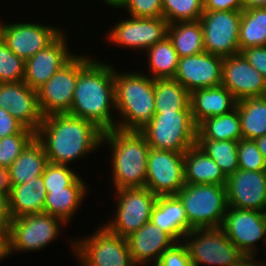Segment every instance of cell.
Returning <instances> with one entry per match:
<instances>
[{
	"label": "cell",
	"instance_id": "4316f807",
	"mask_svg": "<svg viewBox=\"0 0 266 266\" xmlns=\"http://www.w3.org/2000/svg\"><path fill=\"white\" fill-rule=\"evenodd\" d=\"M49 163L43 145L36 137L7 169L10 185H20L41 176Z\"/></svg>",
	"mask_w": 266,
	"mask_h": 266
},
{
	"label": "cell",
	"instance_id": "f546056e",
	"mask_svg": "<svg viewBox=\"0 0 266 266\" xmlns=\"http://www.w3.org/2000/svg\"><path fill=\"white\" fill-rule=\"evenodd\" d=\"M241 138L242 132L237 105L230 112L207 118L197 126V139L239 141Z\"/></svg>",
	"mask_w": 266,
	"mask_h": 266
},
{
	"label": "cell",
	"instance_id": "9c48e42d",
	"mask_svg": "<svg viewBox=\"0 0 266 266\" xmlns=\"http://www.w3.org/2000/svg\"><path fill=\"white\" fill-rule=\"evenodd\" d=\"M182 242L187 247L192 266H236L246 257L221 227L193 229Z\"/></svg>",
	"mask_w": 266,
	"mask_h": 266
},
{
	"label": "cell",
	"instance_id": "f35d334b",
	"mask_svg": "<svg viewBox=\"0 0 266 266\" xmlns=\"http://www.w3.org/2000/svg\"><path fill=\"white\" fill-rule=\"evenodd\" d=\"M25 61L14 54L0 37V83L24 81Z\"/></svg>",
	"mask_w": 266,
	"mask_h": 266
},
{
	"label": "cell",
	"instance_id": "836d02e7",
	"mask_svg": "<svg viewBox=\"0 0 266 266\" xmlns=\"http://www.w3.org/2000/svg\"><path fill=\"white\" fill-rule=\"evenodd\" d=\"M266 46V8L242 10L239 30L240 51Z\"/></svg>",
	"mask_w": 266,
	"mask_h": 266
},
{
	"label": "cell",
	"instance_id": "8d00e7d4",
	"mask_svg": "<svg viewBox=\"0 0 266 266\" xmlns=\"http://www.w3.org/2000/svg\"><path fill=\"white\" fill-rule=\"evenodd\" d=\"M42 178L46 190H63L68 186H87L71 166L48 163Z\"/></svg>",
	"mask_w": 266,
	"mask_h": 266
},
{
	"label": "cell",
	"instance_id": "7dc6e473",
	"mask_svg": "<svg viewBox=\"0 0 266 266\" xmlns=\"http://www.w3.org/2000/svg\"><path fill=\"white\" fill-rule=\"evenodd\" d=\"M10 184L7 169L0 168V193L9 194Z\"/></svg>",
	"mask_w": 266,
	"mask_h": 266
},
{
	"label": "cell",
	"instance_id": "60d3db41",
	"mask_svg": "<svg viewBox=\"0 0 266 266\" xmlns=\"http://www.w3.org/2000/svg\"><path fill=\"white\" fill-rule=\"evenodd\" d=\"M118 9H125L133 17H162V0H124Z\"/></svg>",
	"mask_w": 266,
	"mask_h": 266
},
{
	"label": "cell",
	"instance_id": "11a10c76",
	"mask_svg": "<svg viewBox=\"0 0 266 266\" xmlns=\"http://www.w3.org/2000/svg\"><path fill=\"white\" fill-rule=\"evenodd\" d=\"M0 261L2 262V251H0Z\"/></svg>",
	"mask_w": 266,
	"mask_h": 266
},
{
	"label": "cell",
	"instance_id": "44dd1931",
	"mask_svg": "<svg viewBox=\"0 0 266 266\" xmlns=\"http://www.w3.org/2000/svg\"><path fill=\"white\" fill-rule=\"evenodd\" d=\"M0 107L8 109L14 118L34 132L42 123L37 90L30 88L24 81L0 83Z\"/></svg>",
	"mask_w": 266,
	"mask_h": 266
},
{
	"label": "cell",
	"instance_id": "2e32d148",
	"mask_svg": "<svg viewBox=\"0 0 266 266\" xmlns=\"http://www.w3.org/2000/svg\"><path fill=\"white\" fill-rule=\"evenodd\" d=\"M79 75V55H74L46 83L37 89L43 117L70 111Z\"/></svg>",
	"mask_w": 266,
	"mask_h": 266
},
{
	"label": "cell",
	"instance_id": "b9f144b4",
	"mask_svg": "<svg viewBox=\"0 0 266 266\" xmlns=\"http://www.w3.org/2000/svg\"><path fill=\"white\" fill-rule=\"evenodd\" d=\"M157 266H192L186 245L176 242L163 252Z\"/></svg>",
	"mask_w": 266,
	"mask_h": 266
},
{
	"label": "cell",
	"instance_id": "7c38bea8",
	"mask_svg": "<svg viewBox=\"0 0 266 266\" xmlns=\"http://www.w3.org/2000/svg\"><path fill=\"white\" fill-rule=\"evenodd\" d=\"M221 228L245 256L259 254V240L266 252V213L228 206Z\"/></svg>",
	"mask_w": 266,
	"mask_h": 266
},
{
	"label": "cell",
	"instance_id": "e575fe53",
	"mask_svg": "<svg viewBox=\"0 0 266 266\" xmlns=\"http://www.w3.org/2000/svg\"><path fill=\"white\" fill-rule=\"evenodd\" d=\"M237 144L238 141L230 140L197 139L196 141V145L219 165L226 177L239 169Z\"/></svg>",
	"mask_w": 266,
	"mask_h": 266
},
{
	"label": "cell",
	"instance_id": "f6af8a7d",
	"mask_svg": "<svg viewBox=\"0 0 266 266\" xmlns=\"http://www.w3.org/2000/svg\"><path fill=\"white\" fill-rule=\"evenodd\" d=\"M204 11H242V0H203Z\"/></svg>",
	"mask_w": 266,
	"mask_h": 266
},
{
	"label": "cell",
	"instance_id": "9a60e30c",
	"mask_svg": "<svg viewBox=\"0 0 266 266\" xmlns=\"http://www.w3.org/2000/svg\"><path fill=\"white\" fill-rule=\"evenodd\" d=\"M4 22L0 19V37L9 49L24 61L47 47L63 32L59 26L53 24Z\"/></svg>",
	"mask_w": 266,
	"mask_h": 266
},
{
	"label": "cell",
	"instance_id": "603a6c76",
	"mask_svg": "<svg viewBox=\"0 0 266 266\" xmlns=\"http://www.w3.org/2000/svg\"><path fill=\"white\" fill-rule=\"evenodd\" d=\"M150 221L177 242L193 230L189 225L186 210L177 195L158 196L152 209Z\"/></svg>",
	"mask_w": 266,
	"mask_h": 266
},
{
	"label": "cell",
	"instance_id": "8992f818",
	"mask_svg": "<svg viewBox=\"0 0 266 266\" xmlns=\"http://www.w3.org/2000/svg\"><path fill=\"white\" fill-rule=\"evenodd\" d=\"M140 132L150 148L178 153H185L197 141V125L191 111L155 113Z\"/></svg>",
	"mask_w": 266,
	"mask_h": 266
},
{
	"label": "cell",
	"instance_id": "ba28073f",
	"mask_svg": "<svg viewBox=\"0 0 266 266\" xmlns=\"http://www.w3.org/2000/svg\"><path fill=\"white\" fill-rule=\"evenodd\" d=\"M94 231L70 242L81 266H135L125 237L117 236L104 225Z\"/></svg>",
	"mask_w": 266,
	"mask_h": 266
},
{
	"label": "cell",
	"instance_id": "5b68a950",
	"mask_svg": "<svg viewBox=\"0 0 266 266\" xmlns=\"http://www.w3.org/2000/svg\"><path fill=\"white\" fill-rule=\"evenodd\" d=\"M63 225L66 223L62 219L47 213L11 219L7 236L2 240V260L13 253L41 251L59 237Z\"/></svg>",
	"mask_w": 266,
	"mask_h": 266
},
{
	"label": "cell",
	"instance_id": "8fae6325",
	"mask_svg": "<svg viewBox=\"0 0 266 266\" xmlns=\"http://www.w3.org/2000/svg\"><path fill=\"white\" fill-rule=\"evenodd\" d=\"M241 13L242 11H204L199 21L206 52L223 58L240 54Z\"/></svg>",
	"mask_w": 266,
	"mask_h": 266
},
{
	"label": "cell",
	"instance_id": "f907efd6",
	"mask_svg": "<svg viewBox=\"0 0 266 266\" xmlns=\"http://www.w3.org/2000/svg\"><path fill=\"white\" fill-rule=\"evenodd\" d=\"M255 143L259 148L266 162V134L260 138L255 139Z\"/></svg>",
	"mask_w": 266,
	"mask_h": 266
},
{
	"label": "cell",
	"instance_id": "e0dca14e",
	"mask_svg": "<svg viewBox=\"0 0 266 266\" xmlns=\"http://www.w3.org/2000/svg\"><path fill=\"white\" fill-rule=\"evenodd\" d=\"M223 57L206 51L178 59L174 80L189 93L197 89L220 86Z\"/></svg>",
	"mask_w": 266,
	"mask_h": 266
},
{
	"label": "cell",
	"instance_id": "cb8c5ba5",
	"mask_svg": "<svg viewBox=\"0 0 266 266\" xmlns=\"http://www.w3.org/2000/svg\"><path fill=\"white\" fill-rule=\"evenodd\" d=\"M237 100L223 85L197 89L190 93V108L195 124L205 119L230 112Z\"/></svg>",
	"mask_w": 266,
	"mask_h": 266
},
{
	"label": "cell",
	"instance_id": "f5cc1de1",
	"mask_svg": "<svg viewBox=\"0 0 266 266\" xmlns=\"http://www.w3.org/2000/svg\"><path fill=\"white\" fill-rule=\"evenodd\" d=\"M135 266H148V265H135ZM149 266H157L156 264H149Z\"/></svg>",
	"mask_w": 266,
	"mask_h": 266
},
{
	"label": "cell",
	"instance_id": "1f68e13d",
	"mask_svg": "<svg viewBox=\"0 0 266 266\" xmlns=\"http://www.w3.org/2000/svg\"><path fill=\"white\" fill-rule=\"evenodd\" d=\"M155 113L191 111L190 93L174 79H154Z\"/></svg>",
	"mask_w": 266,
	"mask_h": 266
},
{
	"label": "cell",
	"instance_id": "5bb4252c",
	"mask_svg": "<svg viewBox=\"0 0 266 266\" xmlns=\"http://www.w3.org/2000/svg\"><path fill=\"white\" fill-rule=\"evenodd\" d=\"M168 22L163 17H133L129 16L118 21L107 40L116 46L132 48L136 51H146L167 36Z\"/></svg>",
	"mask_w": 266,
	"mask_h": 266
},
{
	"label": "cell",
	"instance_id": "74e56055",
	"mask_svg": "<svg viewBox=\"0 0 266 266\" xmlns=\"http://www.w3.org/2000/svg\"><path fill=\"white\" fill-rule=\"evenodd\" d=\"M34 138L35 132L26 127L18 134L1 138L0 168L8 169Z\"/></svg>",
	"mask_w": 266,
	"mask_h": 266
},
{
	"label": "cell",
	"instance_id": "db71d44e",
	"mask_svg": "<svg viewBox=\"0 0 266 266\" xmlns=\"http://www.w3.org/2000/svg\"><path fill=\"white\" fill-rule=\"evenodd\" d=\"M0 251H2V240L0 239Z\"/></svg>",
	"mask_w": 266,
	"mask_h": 266
},
{
	"label": "cell",
	"instance_id": "277c9868",
	"mask_svg": "<svg viewBox=\"0 0 266 266\" xmlns=\"http://www.w3.org/2000/svg\"><path fill=\"white\" fill-rule=\"evenodd\" d=\"M119 72L115 68L116 129L140 131L155 114L154 79L140 71Z\"/></svg>",
	"mask_w": 266,
	"mask_h": 266
},
{
	"label": "cell",
	"instance_id": "3957f363",
	"mask_svg": "<svg viewBox=\"0 0 266 266\" xmlns=\"http://www.w3.org/2000/svg\"><path fill=\"white\" fill-rule=\"evenodd\" d=\"M103 143L111 149V181L115 190L145 188L150 146L140 131L111 129L103 132Z\"/></svg>",
	"mask_w": 266,
	"mask_h": 266
},
{
	"label": "cell",
	"instance_id": "816d5d0a",
	"mask_svg": "<svg viewBox=\"0 0 266 266\" xmlns=\"http://www.w3.org/2000/svg\"><path fill=\"white\" fill-rule=\"evenodd\" d=\"M106 6L117 8L124 2V0H104Z\"/></svg>",
	"mask_w": 266,
	"mask_h": 266
},
{
	"label": "cell",
	"instance_id": "484cf974",
	"mask_svg": "<svg viewBox=\"0 0 266 266\" xmlns=\"http://www.w3.org/2000/svg\"><path fill=\"white\" fill-rule=\"evenodd\" d=\"M185 184L226 185L227 177L219 165L197 145L184 153Z\"/></svg>",
	"mask_w": 266,
	"mask_h": 266
},
{
	"label": "cell",
	"instance_id": "ab89813d",
	"mask_svg": "<svg viewBox=\"0 0 266 266\" xmlns=\"http://www.w3.org/2000/svg\"><path fill=\"white\" fill-rule=\"evenodd\" d=\"M239 169L266 171V162L255 140L241 138L237 144Z\"/></svg>",
	"mask_w": 266,
	"mask_h": 266
},
{
	"label": "cell",
	"instance_id": "7402d4cb",
	"mask_svg": "<svg viewBox=\"0 0 266 266\" xmlns=\"http://www.w3.org/2000/svg\"><path fill=\"white\" fill-rule=\"evenodd\" d=\"M135 265L157 264L164 251L177 241L151 221L126 237Z\"/></svg>",
	"mask_w": 266,
	"mask_h": 266
},
{
	"label": "cell",
	"instance_id": "7bdbcfd3",
	"mask_svg": "<svg viewBox=\"0 0 266 266\" xmlns=\"http://www.w3.org/2000/svg\"><path fill=\"white\" fill-rule=\"evenodd\" d=\"M240 54L266 78V46L248 47Z\"/></svg>",
	"mask_w": 266,
	"mask_h": 266
},
{
	"label": "cell",
	"instance_id": "d6986e66",
	"mask_svg": "<svg viewBox=\"0 0 266 266\" xmlns=\"http://www.w3.org/2000/svg\"><path fill=\"white\" fill-rule=\"evenodd\" d=\"M238 101L249 97H263L266 78L241 55L224 57L222 83Z\"/></svg>",
	"mask_w": 266,
	"mask_h": 266
},
{
	"label": "cell",
	"instance_id": "f1b7e54d",
	"mask_svg": "<svg viewBox=\"0 0 266 266\" xmlns=\"http://www.w3.org/2000/svg\"><path fill=\"white\" fill-rule=\"evenodd\" d=\"M167 36L179 58L205 51L203 29L199 20L168 24Z\"/></svg>",
	"mask_w": 266,
	"mask_h": 266
},
{
	"label": "cell",
	"instance_id": "4fadbf2b",
	"mask_svg": "<svg viewBox=\"0 0 266 266\" xmlns=\"http://www.w3.org/2000/svg\"><path fill=\"white\" fill-rule=\"evenodd\" d=\"M184 185V153L150 148L145 188L163 196L176 195Z\"/></svg>",
	"mask_w": 266,
	"mask_h": 266
},
{
	"label": "cell",
	"instance_id": "c3c4849f",
	"mask_svg": "<svg viewBox=\"0 0 266 266\" xmlns=\"http://www.w3.org/2000/svg\"><path fill=\"white\" fill-rule=\"evenodd\" d=\"M266 8V0H242V9Z\"/></svg>",
	"mask_w": 266,
	"mask_h": 266
},
{
	"label": "cell",
	"instance_id": "52a82bcc",
	"mask_svg": "<svg viewBox=\"0 0 266 266\" xmlns=\"http://www.w3.org/2000/svg\"><path fill=\"white\" fill-rule=\"evenodd\" d=\"M176 195L193 229L222 226L228 207L225 185L185 184Z\"/></svg>",
	"mask_w": 266,
	"mask_h": 266
},
{
	"label": "cell",
	"instance_id": "d4e9b609",
	"mask_svg": "<svg viewBox=\"0 0 266 266\" xmlns=\"http://www.w3.org/2000/svg\"><path fill=\"white\" fill-rule=\"evenodd\" d=\"M46 188L41 176L20 185H10L8 210L11 219L44 213Z\"/></svg>",
	"mask_w": 266,
	"mask_h": 266
},
{
	"label": "cell",
	"instance_id": "bcb514c9",
	"mask_svg": "<svg viewBox=\"0 0 266 266\" xmlns=\"http://www.w3.org/2000/svg\"><path fill=\"white\" fill-rule=\"evenodd\" d=\"M8 195L0 193V239L3 240L7 236L10 226V215L8 210Z\"/></svg>",
	"mask_w": 266,
	"mask_h": 266
},
{
	"label": "cell",
	"instance_id": "83f0119b",
	"mask_svg": "<svg viewBox=\"0 0 266 266\" xmlns=\"http://www.w3.org/2000/svg\"><path fill=\"white\" fill-rule=\"evenodd\" d=\"M88 186H68L63 190H46L44 213L59 217L66 224L74 217L88 195Z\"/></svg>",
	"mask_w": 266,
	"mask_h": 266
},
{
	"label": "cell",
	"instance_id": "6da1fadb",
	"mask_svg": "<svg viewBox=\"0 0 266 266\" xmlns=\"http://www.w3.org/2000/svg\"><path fill=\"white\" fill-rule=\"evenodd\" d=\"M114 71L106 61L79 54L78 81L68 113L93 122L103 132L115 129Z\"/></svg>",
	"mask_w": 266,
	"mask_h": 266
},
{
	"label": "cell",
	"instance_id": "d590c367",
	"mask_svg": "<svg viewBox=\"0 0 266 266\" xmlns=\"http://www.w3.org/2000/svg\"><path fill=\"white\" fill-rule=\"evenodd\" d=\"M203 13V0H162V17L168 24L199 20Z\"/></svg>",
	"mask_w": 266,
	"mask_h": 266
},
{
	"label": "cell",
	"instance_id": "4dcf8cb0",
	"mask_svg": "<svg viewBox=\"0 0 266 266\" xmlns=\"http://www.w3.org/2000/svg\"><path fill=\"white\" fill-rule=\"evenodd\" d=\"M242 138L255 140L266 134V98L249 97L237 101Z\"/></svg>",
	"mask_w": 266,
	"mask_h": 266
},
{
	"label": "cell",
	"instance_id": "ee69618b",
	"mask_svg": "<svg viewBox=\"0 0 266 266\" xmlns=\"http://www.w3.org/2000/svg\"><path fill=\"white\" fill-rule=\"evenodd\" d=\"M25 126L19 122L8 109L0 107V139L20 133Z\"/></svg>",
	"mask_w": 266,
	"mask_h": 266
},
{
	"label": "cell",
	"instance_id": "d6a6232c",
	"mask_svg": "<svg viewBox=\"0 0 266 266\" xmlns=\"http://www.w3.org/2000/svg\"><path fill=\"white\" fill-rule=\"evenodd\" d=\"M150 74L153 79H173L178 69V55L172 41L166 36L146 50Z\"/></svg>",
	"mask_w": 266,
	"mask_h": 266
},
{
	"label": "cell",
	"instance_id": "ffe728a7",
	"mask_svg": "<svg viewBox=\"0 0 266 266\" xmlns=\"http://www.w3.org/2000/svg\"><path fill=\"white\" fill-rule=\"evenodd\" d=\"M63 31L51 44L25 60L24 82L37 90L46 83L75 54L69 51Z\"/></svg>",
	"mask_w": 266,
	"mask_h": 266
},
{
	"label": "cell",
	"instance_id": "30bf717a",
	"mask_svg": "<svg viewBox=\"0 0 266 266\" xmlns=\"http://www.w3.org/2000/svg\"><path fill=\"white\" fill-rule=\"evenodd\" d=\"M114 192L118 205L116 214L103 225L117 236L126 238L150 221L158 196L147 188H124Z\"/></svg>",
	"mask_w": 266,
	"mask_h": 266
},
{
	"label": "cell",
	"instance_id": "ac0fdd59",
	"mask_svg": "<svg viewBox=\"0 0 266 266\" xmlns=\"http://www.w3.org/2000/svg\"><path fill=\"white\" fill-rule=\"evenodd\" d=\"M225 186L228 206L266 213V171L238 169Z\"/></svg>",
	"mask_w": 266,
	"mask_h": 266
},
{
	"label": "cell",
	"instance_id": "681fc988",
	"mask_svg": "<svg viewBox=\"0 0 266 266\" xmlns=\"http://www.w3.org/2000/svg\"><path fill=\"white\" fill-rule=\"evenodd\" d=\"M256 256H246L236 266H266L265 262L255 260Z\"/></svg>",
	"mask_w": 266,
	"mask_h": 266
},
{
	"label": "cell",
	"instance_id": "7a4b0ae2",
	"mask_svg": "<svg viewBox=\"0 0 266 266\" xmlns=\"http://www.w3.org/2000/svg\"><path fill=\"white\" fill-rule=\"evenodd\" d=\"M103 131L93 122L69 113L51 114L43 117L35 132L43 145L48 161L53 164L70 165L75 160L100 148Z\"/></svg>",
	"mask_w": 266,
	"mask_h": 266
}]
</instances>
